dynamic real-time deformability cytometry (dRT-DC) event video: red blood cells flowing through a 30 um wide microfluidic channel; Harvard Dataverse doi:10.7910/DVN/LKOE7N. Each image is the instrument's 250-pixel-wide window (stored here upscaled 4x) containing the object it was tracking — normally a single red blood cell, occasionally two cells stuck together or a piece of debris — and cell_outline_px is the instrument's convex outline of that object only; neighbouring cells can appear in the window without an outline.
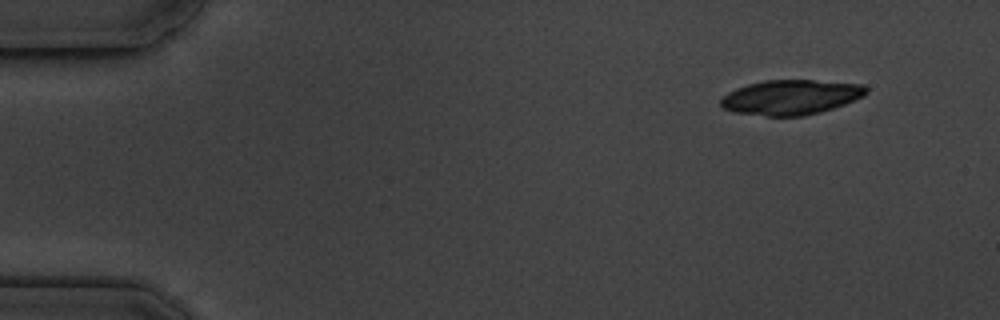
{"species": "common noctule bat (a hibernating species)", "species_latin": "Nyctalus noctula", "temperature_condition": "cold", "stored_images_in_passage": 5, "camera_frame_rate_fps": 3000, "um_per_image_px": 0.085, "animal": {"sex": "male", "body_mass_g": 19.5, "forearm_length_mm": 54.6}, "frame": {"image": 1, "passage_image": 1, "time_ms": 0.0, "image_size_px": [1000, 320], "cell_outline_px": [[868, 92], [864, 96], [844, 104], [820, 112], [804, 116], [764, 116], [736, 112], [724, 108], [720, 104], [720, 100], [728, 92], [736, 88], [748, 84], [764, 80], [812, 80], [864, 84], [868, 88]], "centroid_in_image_um": [67.24, 8.26], "position_along_channel_um": 17.8, "area_um2": 29.54}}